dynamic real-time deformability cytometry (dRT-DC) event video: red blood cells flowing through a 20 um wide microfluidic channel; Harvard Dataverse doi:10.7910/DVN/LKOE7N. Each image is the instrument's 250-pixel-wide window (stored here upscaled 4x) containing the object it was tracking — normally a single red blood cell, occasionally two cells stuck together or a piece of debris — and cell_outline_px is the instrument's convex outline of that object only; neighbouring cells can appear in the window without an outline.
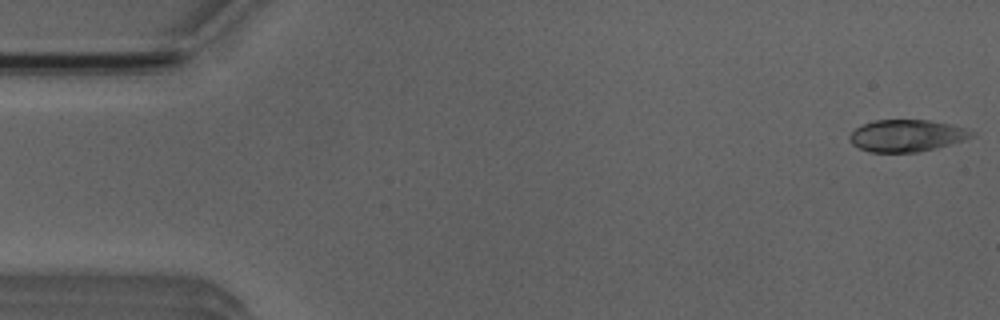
{"species": "Egyptian fruit bat (a non-hibernating species)", "species_latin": "Rousettus aegyptiacus", "temperature_condition": "room temperature", "stored_images_in_passage": 5, "camera_frame_rate_fps": 3000, "um_per_image_px": 0.085, "animal": {"sex": "male"}, "frame": {"image": 1, "passage_image": 1, "time_ms": 0.0, "image_size_px": [1000, 320], "cell_outline_px": [[976, 132], [972, 136], [964, 140], [936, 148], [916, 152], [868, 152], [852, 144], [848, 140], [848, 136], [856, 128], [864, 124], [876, 120], [928, 120], [948, 124], [964, 128]], "centroid_in_image_um": [77.04, 11.53], "position_along_channel_um": 8.0, "area_um2": 22.54}}